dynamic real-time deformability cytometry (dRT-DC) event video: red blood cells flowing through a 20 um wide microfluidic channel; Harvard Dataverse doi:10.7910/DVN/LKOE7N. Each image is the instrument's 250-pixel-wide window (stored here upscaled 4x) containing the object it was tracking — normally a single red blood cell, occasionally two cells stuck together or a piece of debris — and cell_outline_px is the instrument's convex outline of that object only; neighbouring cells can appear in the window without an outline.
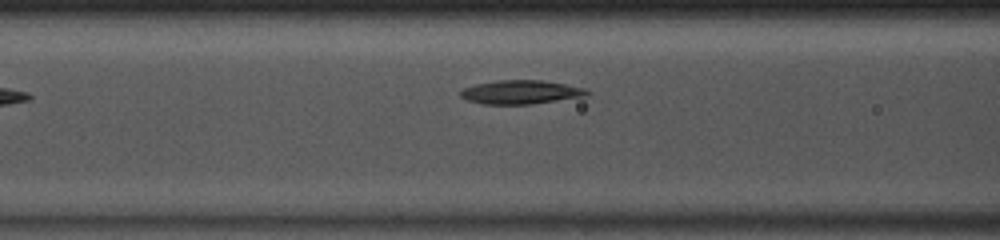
{"species": "common noctule bat (a hibernating species)", "species_latin": "Nyctalus noctula", "temperature_condition": "room temperature", "stored_images_in_passage": 33, "camera_frame_rate_fps": 3000, "um_per_image_px": 0.085, "animal": {"sex": "male", "body_mass_g": 13.0, "forearm_length_mm": 53.1}, "frame": {"image": 1, "passage_image": 6, "time_ms": 1.667, "image_size_px": [1000, 240], "cell_outline_px": [[588, 96], [532, 104], [484, 104], [468, 100], [460, 96], [460, 92], [464, 88], [476, 84], [496, 80], [540, 80], [564, 84], [584, 88], [588, 92]], "centroid_in_image_um": [44.27, 7.83], "position_along_channel_um": 122.3, "area_um2": 17.4}}
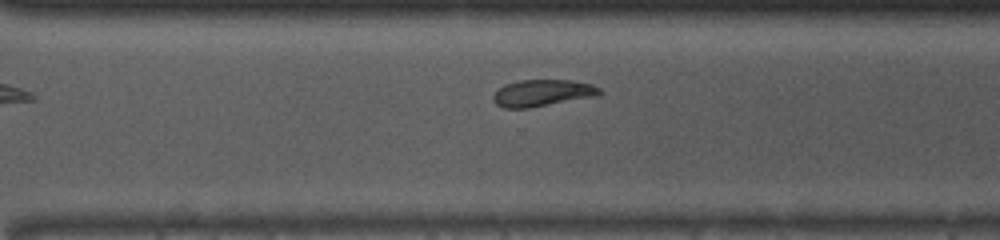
{"frame": {"image": 2, "passage_image": 21, "time_ms": 6.667, "image_size_px": [1000, 240], "cell_outline_px": [[604, 92], [600, 96], [528, 108], [504, 108], [496, 104], [492, 100], [492, 96], [504, 84], [520, 80], [572, 80], [592, 84], [600, 88]], "centroid_in_image_um": [46.16, 7.9], "position_along_channel_um": 324.4, "area_um2": 16.82}}
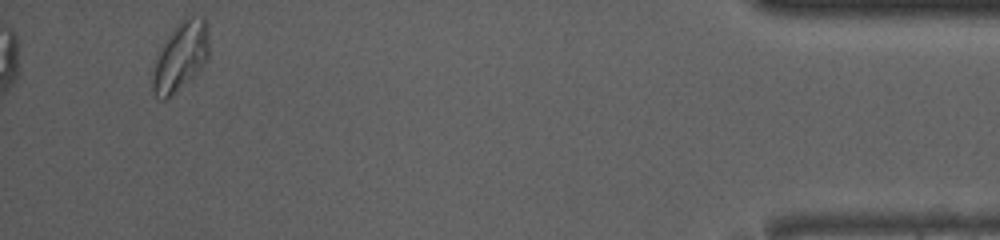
{"frame": {"image": 3, "passage_image": 33, "time_ms": 10.667, "image_size_px": [1000, 240], "cell_outline_px": [[208, 60], [172, 96], [164, 100], [156, 96], [152, 92], [152, 76], [156, 52], [176, 24], [188, 12], [204, 16], [208, 20]], "centroid_in_image_um": [15.35, 4.7], "position_along_channel_um": 419.9, "area_um2": 23.29}, "authors_computed_cell_mechanics": {"area_um2": 17.1088, "velocity_mm_per_s": 4.0523, "shape_relaxation_time_tau1_ms": 5.6758, "shape_relaxation_time_tau2_ms": 5.9815, "deformation_change_tau1": 0.1293, "deformation_change_tau2": 0.1027}}